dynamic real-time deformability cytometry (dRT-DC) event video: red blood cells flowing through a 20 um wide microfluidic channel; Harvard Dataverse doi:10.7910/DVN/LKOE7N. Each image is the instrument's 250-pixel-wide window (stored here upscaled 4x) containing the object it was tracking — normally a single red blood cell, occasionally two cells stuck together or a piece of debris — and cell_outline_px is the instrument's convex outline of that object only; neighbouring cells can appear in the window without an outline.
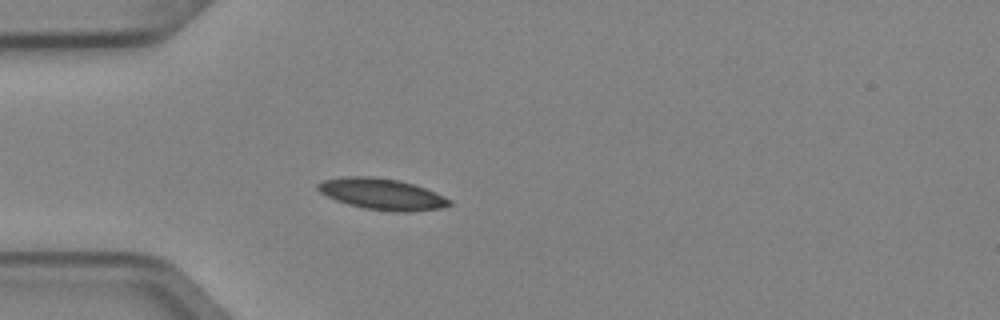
{"species": "Egyptian fruit bat (a non-hibernating species)", "species_latin": "Rousettus aegyptiacus", "temperature_condition": "cold", "stored_images_in_passage": 3, "camera_frame_rate_fps": 3000, "um_per_image_px": 0.085, "animal": {"sex": "female"}, "frame": {"image": 1, "passage_image": 3, "time_ms": 0.667, "image_size_px": [1000, 320], "cell_outline_px": [[452, 204], [440, 208], [412, 212], [392, 212], [364, 208], [348, 204], [336, 200], [320, 192], [316, 188], [316, 184], [324, 180], [348, 176], [368, 176], [396, 180], [412, 184], [436, 192], [452, 200]], "centroid_in_image_um": [32.48, 16.51], "position_along_channel_um": 52.5, "area_um2": 23.81}}